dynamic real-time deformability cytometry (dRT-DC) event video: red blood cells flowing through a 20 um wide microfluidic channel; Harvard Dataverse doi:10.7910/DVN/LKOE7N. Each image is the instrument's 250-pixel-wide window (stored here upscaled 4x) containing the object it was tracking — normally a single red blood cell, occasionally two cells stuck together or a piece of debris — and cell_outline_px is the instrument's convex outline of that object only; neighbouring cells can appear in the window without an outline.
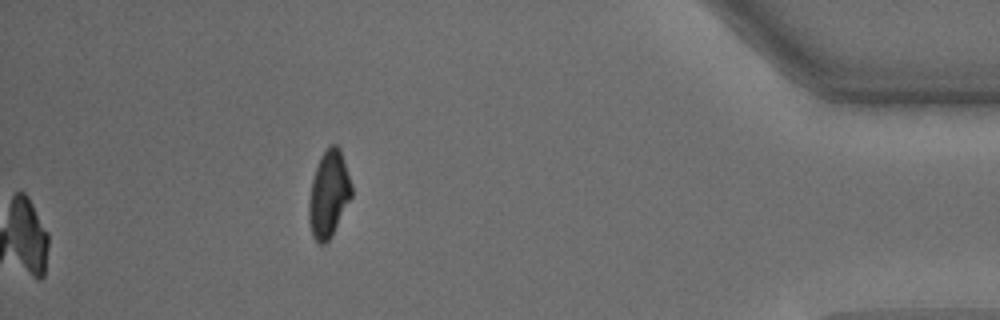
{"species": "common noctule bat (a hibernating species)", "species_latin": "Nyctalus noctula", "temperature_condition": "warm", "stored_images_in_passage": 38, "camera_frame_rate_fps": 3000, "um_per_image_px": 0.085, "animal": {"sex": "male", "body_mass_g": 15.6}, "frame": {"image": 1, "passage_image": 38, "time_ms": 12.333, "image_size_px": [1000, 320], "cell_outline_px": [[352, 196], [332, 236], [324, 244], [320, 244], [312, 236], [308, 220], [308, 200], [312, 180], [320, 156], [332, 144], [336, 144], [340, 148], [352, 184]], "centroid_in_image_um": [27.94, 16.51], "position_along_channel_um": 407.3, "area_um2": 21.62}}